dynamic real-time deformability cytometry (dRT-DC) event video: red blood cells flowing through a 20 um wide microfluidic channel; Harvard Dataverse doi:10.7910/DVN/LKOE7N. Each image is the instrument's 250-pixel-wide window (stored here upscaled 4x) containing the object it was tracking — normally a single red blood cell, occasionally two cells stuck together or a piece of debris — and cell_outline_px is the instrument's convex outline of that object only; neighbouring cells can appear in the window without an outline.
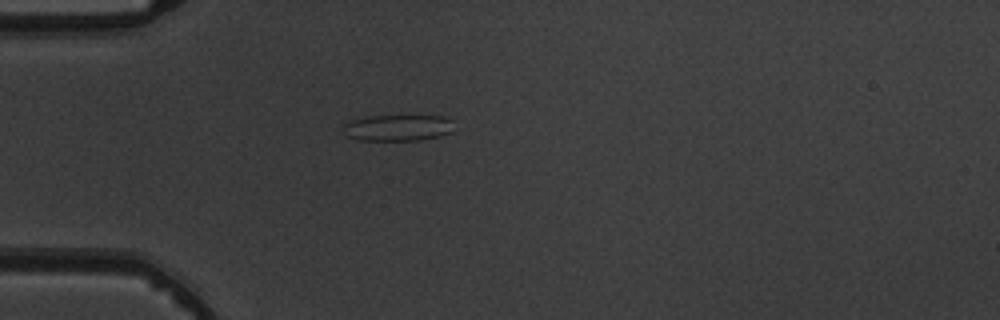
{"species": "common noctule bat (a hibernating species)", "species_latin": "Nyctalus noctula", "temperature_condition": "warm", "stored_images_in_passage": 1, "camera_frame_rate_fps": 3000, "um_per_image_px": 0.085, "animal": {"sex": "male", "body_mass_g": 19.5, "forearm_length_mm": 54.6}, "frame": {"image": 1, "passage_image": 1, "time_ms": 0.0, "image_size_px": [1000, 320], "cell_outline_px": [[452, 132], [440, 136], [420, 140], [360, 140], [348, 136], [344, 124], [352, 120], [368, 116], [444, 116], [452, 120]], "centroid_in_image_um": [33.87, 10.86], "position_along_channel_um": 51.1, "area_um2": 16.76}}